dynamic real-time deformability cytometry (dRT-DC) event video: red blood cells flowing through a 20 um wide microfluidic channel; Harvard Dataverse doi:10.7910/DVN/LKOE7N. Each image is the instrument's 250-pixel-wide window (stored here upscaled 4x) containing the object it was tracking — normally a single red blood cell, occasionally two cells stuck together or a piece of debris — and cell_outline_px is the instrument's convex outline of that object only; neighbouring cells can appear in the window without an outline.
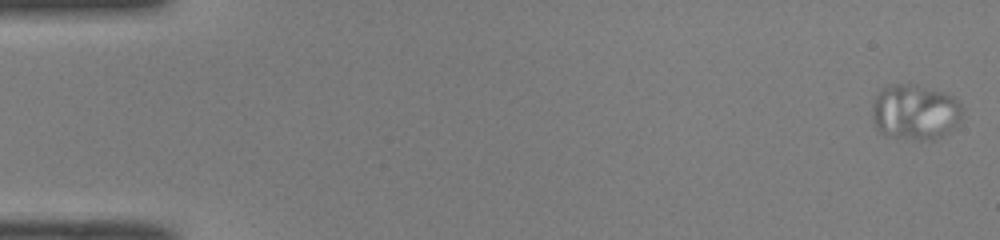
{"species": "common noctule bat (a hibernating species)", "species_latin": "Nyctalus noctula", "temperature_condition": "room temperature", "stored_images_in_passage": 32, "camera_frame_rate_fps": 3000, "um_per_image_px": 0.085, "animal": {"sex": "male", "body_mass_g": 19.0, "forearm_length_mm": 50.8}, "frame": {"image": 1, "passage_image": 1, "time_ms": 0.0, "image_size_px": [1000, 240], "cell_outline_px": [[960, 116], [956, 124], [952, 128], [936, 140], [916, 140], [888, 136], [880, 132], [876, 128], [872, 120], [872, 100], [884, 88], [892, 84], [916, 84], [944, 92], [952, 96], [960, 104]], "centroid_in_image_um": [77.73, 9.53], "position_along_channel_um": 7.3, "area_um2": 29.13}}
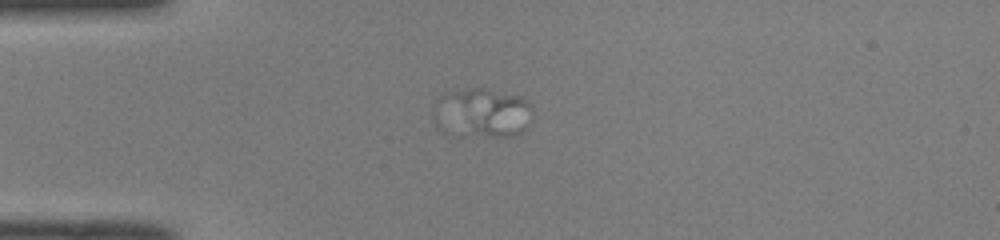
{"frame": {"image": 2, "passage_image": 14, "time_ms": 4.333, "image_size_px": [1000, 240], "cell_outline_px": [[532, 120], [520, 132], [512, 136], [448, 136], [436, 128], [432, 120], [432, 104], [440, 96], [448, 92], [472, 88], [484, 88], [520, 96], [528, 100], [532, 104]], "centroid_in_image_um": [40.89, 9.62], "position_along_channel_um": 44.1, "area_um2": 29.59}}
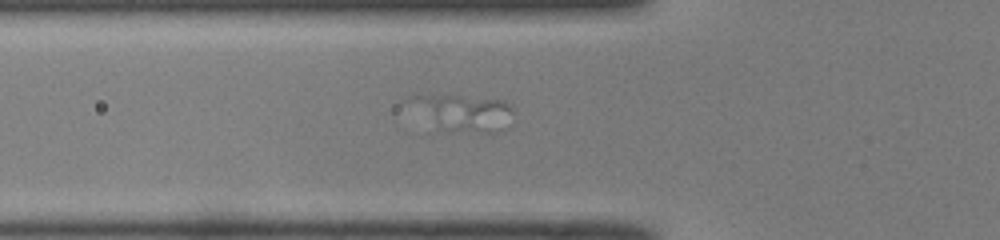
{"frame": {"image": 3, "passage_image": 19, "time_ms": 6.0, "image_size_px": [1000, 240], "cell_outline_px": [[512, 112], [496, 132], [488, 132], [436, 128], [400, 104], [408, 96], [460, 96], [504, 100], [512, 104]], "centroid_in_image_um": [39.12, 9.53], "position_along_channel_um": 86.7, "area_um2": 21.85}}